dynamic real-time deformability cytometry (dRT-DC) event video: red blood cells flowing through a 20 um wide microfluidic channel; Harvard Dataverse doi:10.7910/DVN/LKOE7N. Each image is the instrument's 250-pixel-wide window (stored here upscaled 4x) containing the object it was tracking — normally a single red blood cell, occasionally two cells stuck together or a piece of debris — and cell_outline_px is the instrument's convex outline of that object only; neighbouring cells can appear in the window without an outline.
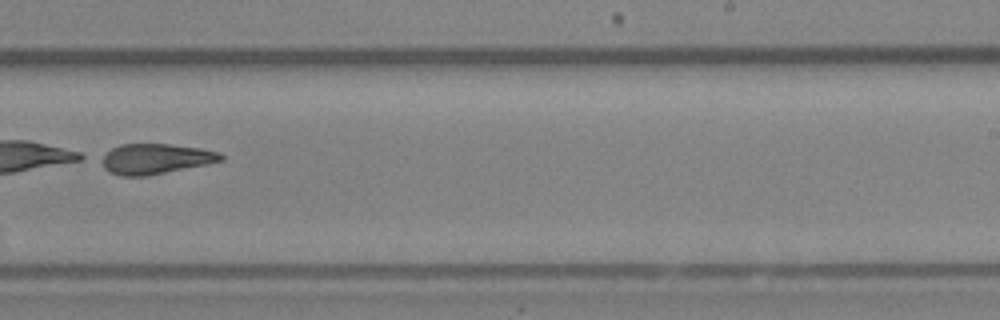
{"species": "Egyptian fruit bat (a non-hibernating species)", "species_latin": "Rousettus aegyptiacus", "temperature_condition": "room temperature", "stored_images_in_passage": 49, "camera_frame_rate_fps": 3000, "um_per_image_px": 0.085, "animal": {"sex": "female"}, "frame": {"image": 1, "passage_image": 32, "time_ms": 10.333, "image_size_px": [1000, 320], "cell_outline_px": [[224, 160], [208, 164], [148, 176], [120, 176], [108, 172], [96, 160], [100, 156], [112, 148], [120, 144], [168, 144], [200, 148], [220, 152], [224, 156]], "centroid_in_image_um": [13.16, 13.51], "position_along_channel_um": 275.8, "area_um2": 21.5}}
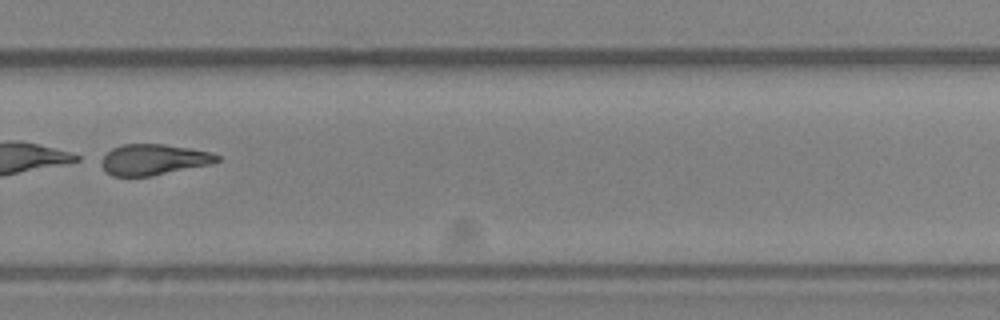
{"frame": {"image": 2, "passage_image": 35, "time_ms": 11.333, "image_size_px": [1000, 320], "cell_outline_px": [[220, 160], [212, 164], [152, 176], [112, 176], [96, 160], [112, 148], [124, 144], [164, 144], [212, 152], [220, 156]], "centroid_in_image_um": [13.03, 13.56], "position_along_channel_um": 316.8, "area_um2": 21.04}}